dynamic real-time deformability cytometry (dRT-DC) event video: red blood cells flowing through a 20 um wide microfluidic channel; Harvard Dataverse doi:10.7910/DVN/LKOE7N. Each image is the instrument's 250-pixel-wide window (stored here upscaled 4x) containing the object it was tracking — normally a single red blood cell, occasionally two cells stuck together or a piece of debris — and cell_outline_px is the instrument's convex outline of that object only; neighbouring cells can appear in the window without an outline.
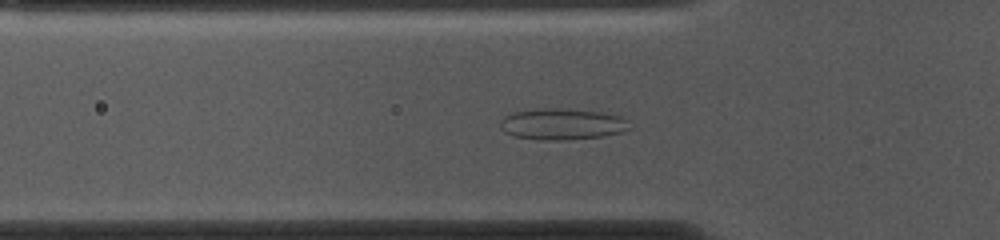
{"species": "common noctule bat (a hibernating species)", "species_latin": "Nyctalus noctula", "temperature_condition": "cold", "stored_images_in_passage": 50, "camera_frame_rate_fps": 3000, "um_per_image_px": 0.085, "animal": {"sex": "female", "body_mass_g": 10.0, "forearm_length_mm": 53.1}, "frame": {"image": 1, "passage_image": 13, "time_ms": 4.0, "image_size_px": [1000, 240], "cell_outline_px": [[632, 128], [624, 132], [604, 136], [560, 140], [540, 140], [512, 136], [504, 132], [500, 128], [500, 120], [504, 116], [512, 112], [544, 108], [556, 108], [600, 112], [620, 116], [628, 120]], "centroid_in_image_um": [47.78, 10.56], "position_along_channel_um": 78.0, "area_um2": 23.76}}
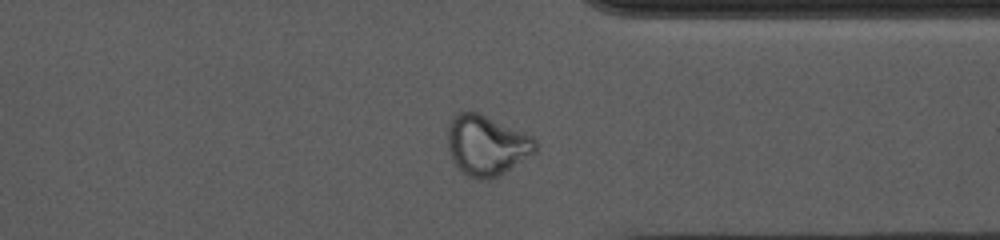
{"frame": {"image": 2, "passage_image": 37, "time_ms": 12.0, "image_size_px": [1000, 240], "cell_outline_px": [[536, 152], [496, 176], [480, 180], [468, 176], [452, 160], [448, 148], [448, 124], [452, 116], [456, 112], [480, 112], [532, 136], [536, 140]], "centroid_in_image_um": [41.34, 12.3], "position_along_channel_um": 370.1, "area_um2": 30.52}}
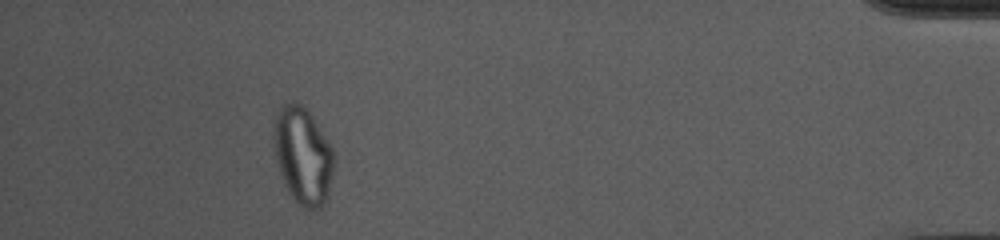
{"frame": {"image": 3, "passage_image": 45, "time_ms": 14.667, "image_size_px": [1000, 240], "cell_outline_px": [[336, 164], [328, 200], [320, 208], [304, 208], [288, 192], [280, 176], [276, 160], [272, 136], [272, 124], [280, 108], [284, 104], [292, 100], [296, 100], [312, 116], [336, 152]], "centroid_in_image_um": [25.77, 13.23], "position_along_channel_um": 409.4, "area_um2": 34.97}, "authors_computed_cell_mechanics": {"area_um2": 27.6573, "velocity_mm_per_s": 3.6946, "shape_relaxation_time_tau1_ms": null, "shape_relaxation_time_tau2_ms": 1.6342, "deformation_change_tau1": null, "deformation_change_tau2": 0.0765}}